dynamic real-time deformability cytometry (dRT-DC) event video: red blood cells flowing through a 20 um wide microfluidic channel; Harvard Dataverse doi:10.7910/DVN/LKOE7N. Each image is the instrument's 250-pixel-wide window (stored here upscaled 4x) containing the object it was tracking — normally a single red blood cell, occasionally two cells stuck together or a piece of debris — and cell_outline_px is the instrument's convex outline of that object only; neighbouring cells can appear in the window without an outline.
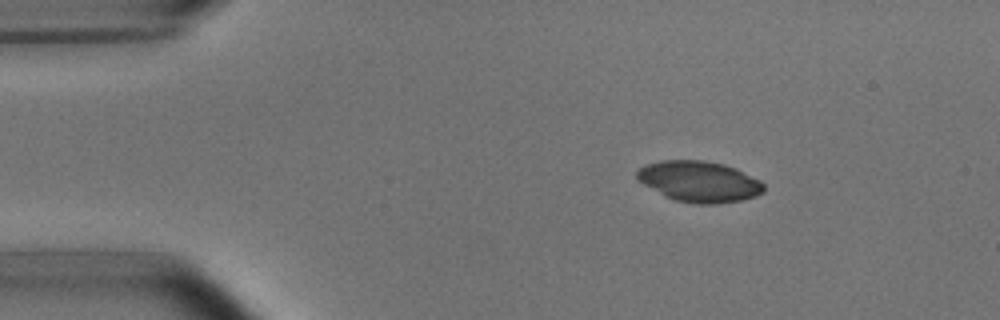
{"species": "common noctule bat (a hibernating species)", "species_latin": "Nyctalus noctula", "temperature_condition": "room temperature", "stored_images_in_passage": 4, "camera_frame_rate_fps": 3000, "um_per_image_px": 0.085, "animal": {"sex": "male", "body_mass_g": 15.6}, "frame": {"image": 1, "passage_image": 2, "time_ms": 1.333, "image_size_px": [1000, 320], "cell_outline_px": [[764, 192], [756, 196], [740, 200], [716, 204], [696, 204], [676, 200], [644, 184], [636, 176], [636, 172], [644, 164], [660, 160], [704, 160], [724, 164], [736, 168], [760, 180], [764, 184]], "centroid_in_image_um": [59.47, 15.41], "position_along_channel_um": 25.5, "area_um2": 30.06}}